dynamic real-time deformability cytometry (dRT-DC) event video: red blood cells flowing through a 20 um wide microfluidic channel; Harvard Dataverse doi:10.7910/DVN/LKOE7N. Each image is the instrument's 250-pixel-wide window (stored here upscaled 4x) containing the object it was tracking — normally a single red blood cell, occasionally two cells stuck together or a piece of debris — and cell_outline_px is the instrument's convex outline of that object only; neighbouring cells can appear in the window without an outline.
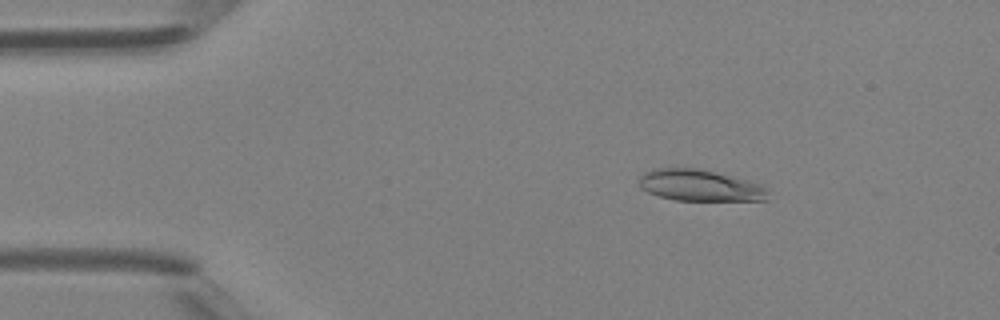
{"species": "Egyptian fruit bat (a non-hibernating species)", "species_latin": "Rousettus aegyptiacus", "temperature_condition": "room temperature", "stored_images_in_passage": 47, "camera_frame_rate_fps": 3000, "um_per_image_px": 0.085, "animal": {"sex": "female"}, "frame": {"image": 1, "passage_image": 8, "time_ms": 2.333, "image_size_px": [1000, 320], "cell_outline_px": [[768, 200], [676, 200], [660, 196], [648, 192], [640, 188], [640, 176], [644, 172], [652, 168], [696, 168], [748, 180], [760, 184], [768, 188]], "centroid_in_image_um": [59.49, 15.76], "position_along_channel_um": 25.5, "area_um2": 23.47}}
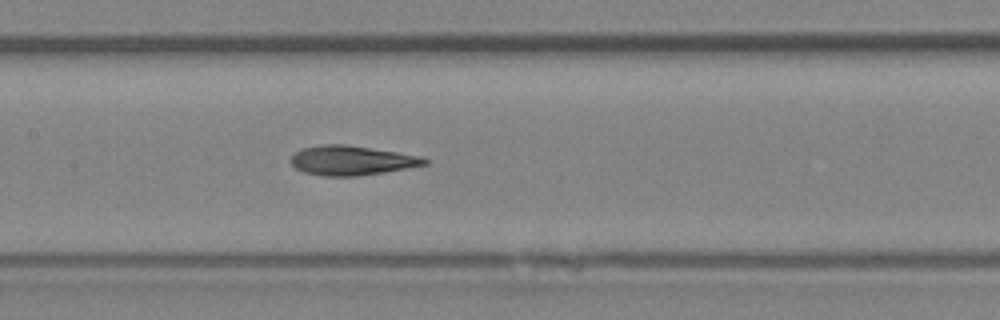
{"frame": {"image": 2, "passage_image": 23, "time_ms": 7.333, "image_size_px": [1000, 320], "cell_outline_px": [[428, 164], [384, 172], [356, 176], [324, 176], [304, 172], [296, 168], [292, 164], [292, 156], [296, 152], [304, 148], [320, 144], [344, 144], [424, 156], [428, 160]], "centroid_in_image_um": [29.92, 13.63], "position_along_channel_um": 177.5, "area_um2": 22.83}}
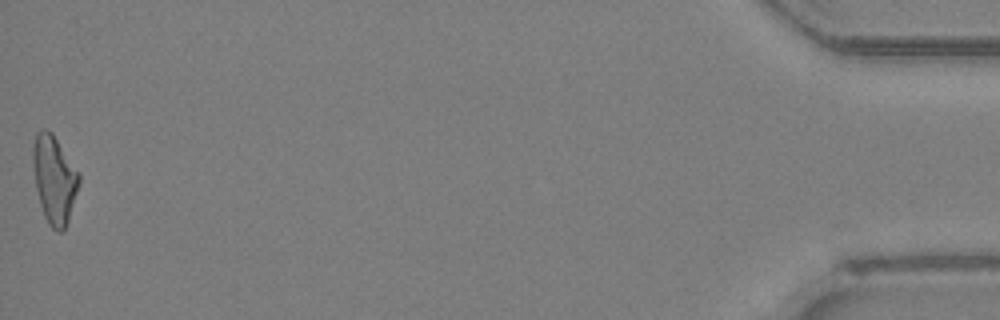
{"frame": {"image": 3, "passage_image": 47, "time_ms": 15.333, "image_size_px": [1000, 320], "cell_outline_px": [[80, 184], [68, 220], [64, 228], [60, 232], [56, 232], [48, 224], [44, 216], [40, 204], [36, 188], [32, 160], [32, 144], [36, 132], [44, 128], [52, 132], [80, 172]], "centroid_in_image_um": [4.61, 15.21], "position_along_channel_um": 430.6, "area_um2": 23.87}, "authors_computed_cell_mechanics": {"area_um2": 23.2934, "velocity_mm_per_s": 4.4196, "shape_relaxation_time_tau1_ms": 7.3814, "shape_relaxation_time_tau2_ms": 3.1594, "deformation_change_tau1": 0.2088, "deformation_change_tau2": 0.1118}}